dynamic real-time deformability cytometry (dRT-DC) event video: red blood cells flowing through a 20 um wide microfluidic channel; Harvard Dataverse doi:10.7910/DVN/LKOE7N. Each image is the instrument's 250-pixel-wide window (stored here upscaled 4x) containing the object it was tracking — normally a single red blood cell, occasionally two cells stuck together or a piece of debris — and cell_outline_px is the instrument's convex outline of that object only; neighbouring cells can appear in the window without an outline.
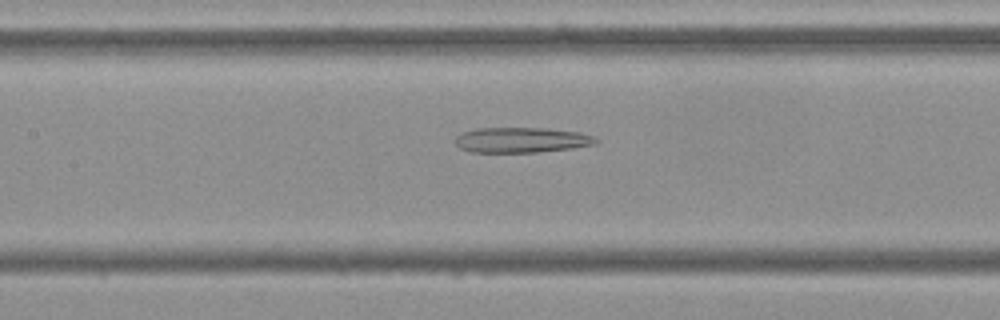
{"species": "Egyptian fruit bat (a non-hibernating species)", "species_latin": "Rousettus aegyptiacus", "temperature_condition": "cold", "stored_images_in_passage": 42, "camera_frame_rate_fps": 3000, "um_per_image_px": 0.085, "frame": {"image": 1, "passage_image": 12, "time_ms": 3.667, "image_size_px": [1000, 320], "cell_outline_px": [[600, 140], [596, 144], [572, 148], [536, 152], [468, 152], [460, 148], [456, 144], [456, 136], [464, 132], [476, 128], [548, 128], [580, 132], [592, 136]], "centroid_in_image_um": [44.34, 11.9], "position_along_channel_um": 163.1, "area_um2": 20.75}}
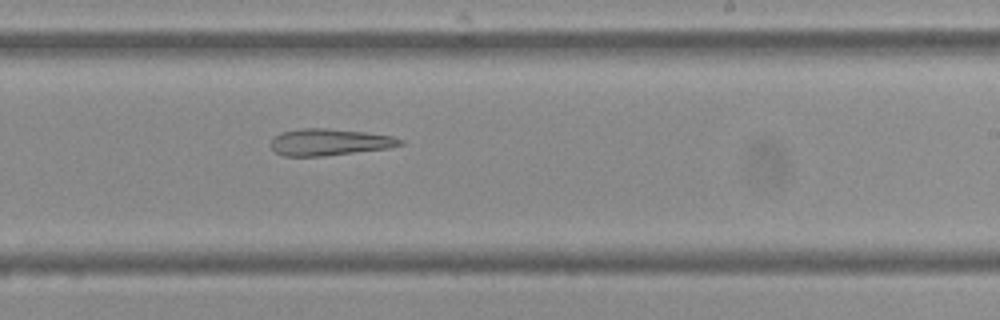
{"frame": {"image": 2, "passage_image": 20, "time_ms": 6.333, "image_size_px": [1000, 320], "cell_outline_px": [[404, 144], [388, 148], [324, 156], [284, 156], [276, 152], [272, 148], [272, 140], [280, 132], [300, 128], [328, 128], [364, 132], [392, 136], [404, 140]], "centroid_in_image_um": [28.01, 12.07], "position_along_channel_um": 261.0, "area_um2": 20.06}}
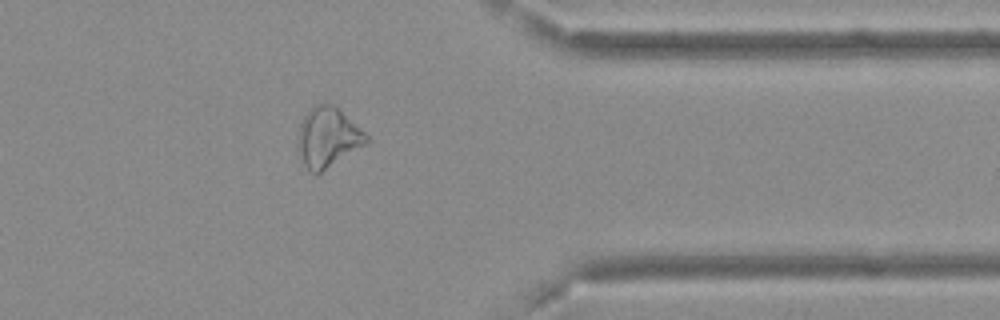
{"frame": {"image": 3, "passage_image": 31, "time_ms": 10.0, "image_size_px": [1000, 320], "cell_outline_px": [[372, 140], [368, 144], [316, 176], [300, 160], [296, 148], [296, 144], [300, 124], [304, 116], [312, 104], [332, 104], [360, 128]], "centroid_in_image_um": [27.85, 11.72], "position_along_channel_um": 383.6, "area_um2": 24.28}}